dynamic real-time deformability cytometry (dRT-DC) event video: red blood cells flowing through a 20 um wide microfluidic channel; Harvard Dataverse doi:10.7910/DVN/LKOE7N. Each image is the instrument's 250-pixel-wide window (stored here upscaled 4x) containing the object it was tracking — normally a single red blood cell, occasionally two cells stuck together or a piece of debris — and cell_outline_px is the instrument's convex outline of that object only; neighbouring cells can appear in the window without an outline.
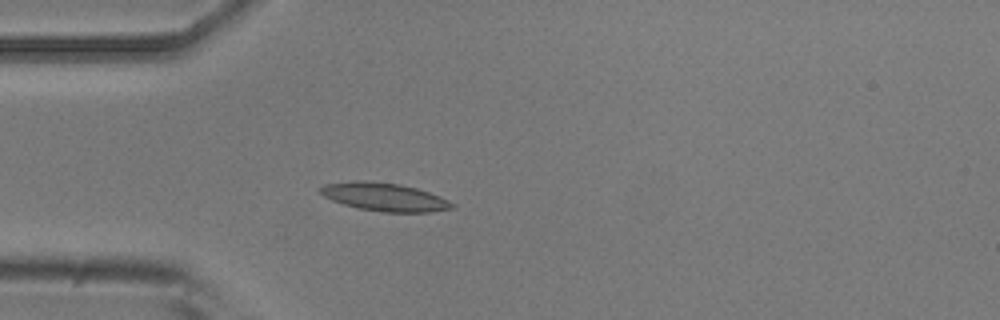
{"species": "common noctule bat (a hibernating species)", "species_latin": "Nyctalus noctula", "temperature_condition": "room temperature", "stored_images_in_passage": 4, "camera_frame_rate_fps": 3000, "um_per_image_px": 0.085, "animal": {"sex": "male", "body_mass_g": 20.5, "forearm_length_mm": 52.5}, "frame": {"image": 1, "passage_image": 4, "time_ms": 3.333, "image_size_px": [1000, 320], "cell_outline_px": [[456, 208], [428, 212], [384, 212], [360, 208], [344, 204], [332, 200], [324, 196], [320, 192], [320, 188], [324, 184], [356, 180], [368, 180], [400, 184], [416, 188], [440, 196], [456, 204]], "centroid_in_image_um": [32.71, 16.73], "position_along_channel_um": 52.3, "area_um2": 21.62}}